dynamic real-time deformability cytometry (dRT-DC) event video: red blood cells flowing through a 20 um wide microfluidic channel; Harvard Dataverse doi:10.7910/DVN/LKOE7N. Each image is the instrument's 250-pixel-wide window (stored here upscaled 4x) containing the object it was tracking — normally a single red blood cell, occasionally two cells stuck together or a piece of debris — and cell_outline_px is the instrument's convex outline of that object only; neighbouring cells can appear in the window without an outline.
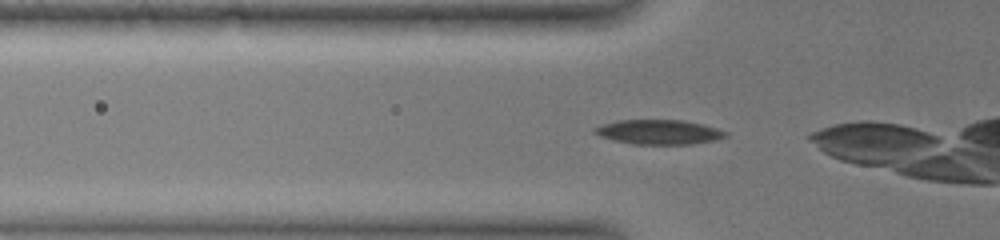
{"species": "common noctule bat (a hibernating species)", "species_latin": "Nyctalus noctula", "temperature_condition": "warm", "stored_images_in_passage": 8, "camera_frame_rate_fps": 3000, "um_per_image_px": 0.085, "animal": {"sex": "female", "body_mass_g": 19.0, "forearm_length_mm": 51.5}, "frame": {"image": 1, "passage_image": 2, "time_ms": 0.333, "image_size_px": [1000, 240], "cell_outline_px": [[728, 136], [716, 140], [692, 144], [632, 144], [612, 140], [600, 136], [592, 132], [592, 128], [616, 120], [684, 120], [704, 124], [728, 132]], "centroid_in_image_um": [56.0, 11.22], "position_along_channel_um": 69.8, "area_um2": 18.96}}
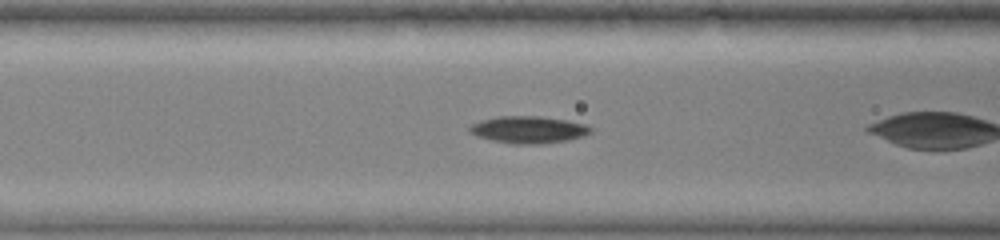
{"frame": {"image": 2, "passage_image": 6, "time_ms": 1.667, "image_size_px": [1000, 240], "cell_outline_px": [[592, 132], [584, 136], [568, 140], [540, 144], [516, 144], [492, 140], [476, 136], [468, 132], [468, 128], [472, 124], [480, 120], [496, 116], [540, 116], [568, 120], [588, 124], [592, 128]], "centroid_in_image_um": [44.94, 11.01], "position_along_channel_um": 121.7, "area_um2": 19.36}}